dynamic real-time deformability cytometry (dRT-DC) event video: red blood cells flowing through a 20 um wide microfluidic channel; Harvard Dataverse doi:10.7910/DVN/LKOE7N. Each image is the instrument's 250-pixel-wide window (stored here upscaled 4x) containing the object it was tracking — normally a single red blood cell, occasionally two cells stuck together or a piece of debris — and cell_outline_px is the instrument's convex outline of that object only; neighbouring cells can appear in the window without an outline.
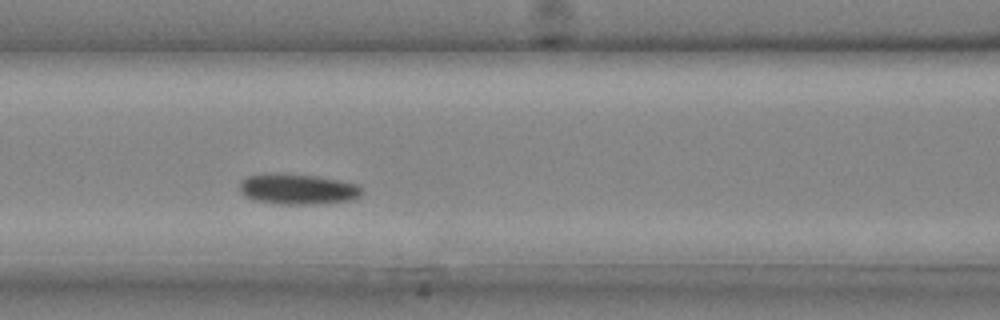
{"species": "common noctule bat (a hibernating species)", "species_latin": "Nyctalus noctula", "temperature_condition": "cold", "stored_images_in_passage": 27, "camera_frame_rate_fps": 3000, "um_per_image_px": 0.085, "animal": {"sex": "male", "body_mass_g": 20.4}, "frame": {"image": 1, "passage_image": 9, "time_ms": 2.667, "image_size_px": [1000, 320], "cell_outline_px": [[364, 192], [360, 196], [352, 200], [312, 204], [280, 204], [256, 200], [240, 192], [240, 180], [248, 176], [276, 172], [284, 172], [316, 176], [356, 184]], "centroid_in_image_um": [25.29, 16.06], "position_along_channel_um": 141.3, "area_um2": 21.73}}
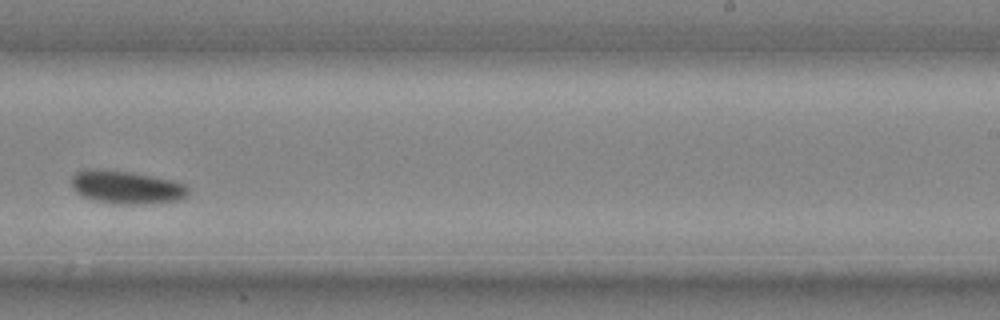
{"frame": {"image": 2, "passage_image": 16, "time_ms": 5.0, "image_size_px": [1000, 320], "cell_outline_px": [[188, 196], [184, 200], [144, 204], [112, 204], [92, 200], [80, 196], [72, 188], [72, 176], [76, 172], [124, 172], [152, 176], [172, 180], [184, 184], [188, 188]], "centroid_in_image_um": [10.82, 15.99], "position_along_channel_um": 278.2, "area_um2": 21.96}}
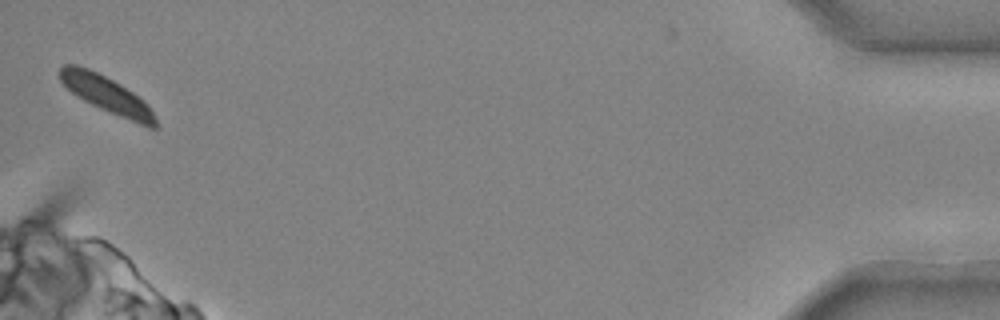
{"frame": {"image": 3, "passage_image": 27, "time_ms": 8.667, "image_size_px": [1000, 320], "cell_outline_px": [[156, 128], [148, 128], [100, 108], [76, 96], [60, 80], [60, 68], [64, 64], [76, 64], [88, 68], [120, 84], [144, 100], [148, 104], [156, 116]], "centroid_in_image_um": [9.1, 8.05], "position_along_channel_um": 426.1, "area_um2": 20.17}}